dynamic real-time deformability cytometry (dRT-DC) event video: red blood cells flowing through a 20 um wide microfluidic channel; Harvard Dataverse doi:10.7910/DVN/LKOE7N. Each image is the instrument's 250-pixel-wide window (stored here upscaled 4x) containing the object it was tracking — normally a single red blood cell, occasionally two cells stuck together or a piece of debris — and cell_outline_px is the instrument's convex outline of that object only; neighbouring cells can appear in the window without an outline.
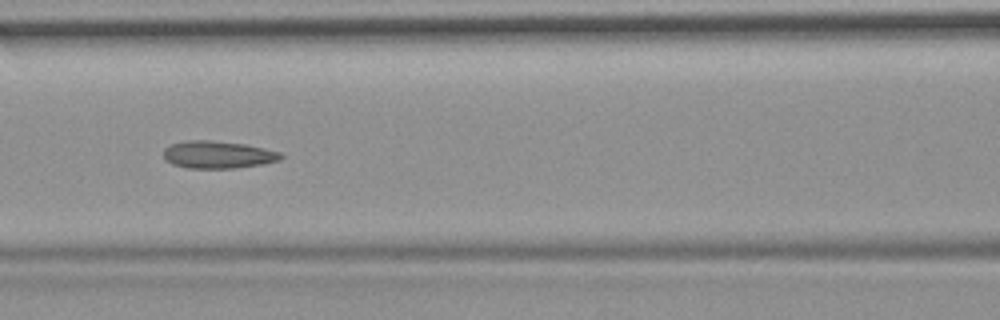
{"species": "common noctule bat (a hibernating species)", "species_latin": "Nyctalus noctula", "temperature_condition": "room temperature", "stored_images_in_passage": 8, "camera_frame_rate_fps": 3000, "um_per_image_px": 0.085, "animal": {"sex": "female", "body_mass_g": 19.9}, "frame": {"image": 1, "passage_image": 7, "time_ms": 2.0, "image_size_px": [1000, 320], "cell_outline_px": [[284, 156], [280, 160], [260, 164], [232, 168], [188, 168], [172, 164], [164, 160], [164, 148], [172, 144], [188, 140], [212, 140], [244, 144], [264, 148], [280, 152]], "centroid_in_image_um": [18.5, 13.14], "position_along_channel_um": 148.1, "area_um2": 18.67}}